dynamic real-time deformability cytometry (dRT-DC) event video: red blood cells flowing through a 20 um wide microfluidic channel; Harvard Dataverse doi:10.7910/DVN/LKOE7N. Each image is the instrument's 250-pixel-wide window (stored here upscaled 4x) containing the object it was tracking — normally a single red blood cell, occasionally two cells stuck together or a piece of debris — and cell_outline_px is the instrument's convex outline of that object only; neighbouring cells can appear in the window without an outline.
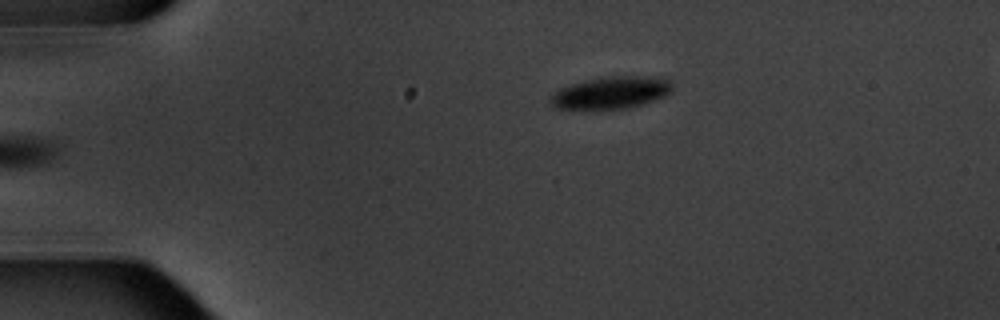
{"species": "common noctule bat (a hibernating species)", "species_latin": "Nyctalus noctula", "temperature_condition": "warm", "stored_images_in_passage": 6, "camera_frame_rate_fps": 3000, "um_per_image_px": 0.085, "animal": {"sex": "male", "body_mass_g": 20.1, "forearm_length_mm": 53.5}, "frame": {"image": 1, "passage_image": 6, "time_ms": 5.667, "image_size_px": [1000, 320], "cell_outline_px": [[672, 92], [664, 96], [644, 104], [628, 108], [556, 108], [548, 100], [548, 96], [560, 88], [584, 80], [600, 76], [640, 76], [668, 80], [672, 84]], "centroid_in_image_um": [51.91, 7.86], "position_along_channel_um": 33.1, "area_um2": 22.66}}